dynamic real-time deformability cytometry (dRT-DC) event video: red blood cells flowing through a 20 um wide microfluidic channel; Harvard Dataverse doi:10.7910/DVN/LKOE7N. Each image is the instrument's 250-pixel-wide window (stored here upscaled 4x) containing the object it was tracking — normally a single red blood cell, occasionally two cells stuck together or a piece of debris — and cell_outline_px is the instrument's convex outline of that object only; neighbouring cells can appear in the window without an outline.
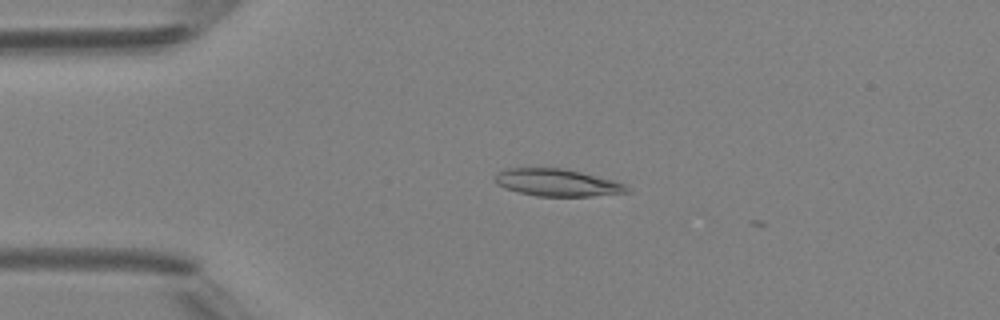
{"species": "Egyptian fruit bat (a non-hibernating species)", "species_latin": "Rousettus aegyptiacus", "temperature_condition": "room temperature", "stored_images_in_passage": 3, "camera_frame_rate_fps": 3000, "um_per_image_px": 0.085, "animal": {"sex": "female"}, "frame": {"image": 1, "passage_image": 2, "time_ms": 2.0, "image_size_px": [1000, 320], "cell_outline_px": [[632, 192], [592, 196], [536, 196], [504, 188], [496, 184], [496, 176], [500, 172], [508, 168], [564, 168], [612, 180], [624, 184]], "centroid_in_image_um": [47.38, 15.53], "position_along_channel_um": 37.6, "area_um2": 20.69}}